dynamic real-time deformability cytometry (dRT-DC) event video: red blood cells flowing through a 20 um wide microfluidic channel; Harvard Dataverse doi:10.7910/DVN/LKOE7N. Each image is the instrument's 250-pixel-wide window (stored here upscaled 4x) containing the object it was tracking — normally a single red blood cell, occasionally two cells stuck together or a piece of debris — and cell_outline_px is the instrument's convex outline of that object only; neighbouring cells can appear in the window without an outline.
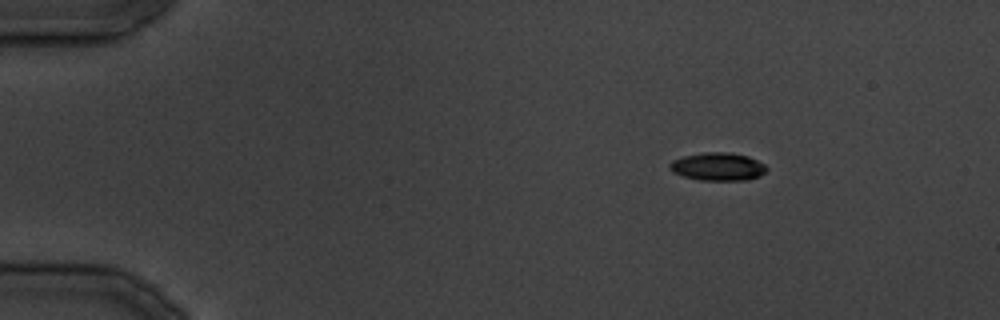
{"species": "common noctule bat (a hibernating species)", "species_latin": "Nyctalus noctula", "temperature_condition": "cold", "stored_images_in_passage": 10, "camera_frame_rate_fps": 3000, "um_per_image_px": 0.085, "animal": {"sex": "male", "body_mass_g": 19.5, "forearm_length_mm": 54.6}, "frame": {"image": 1, "passage_image": 1, "time_ms": 0.0, "image_size_px": [1000, 320], "cell_outline_px": [[768, 168], [760, 176], [748, 180], [700, 180], [684, 176], [672, 172], [668, 168], [668, 164], [672, 160], [684, 156], [704, 152], [728, 152], [748, 156], [764, 164]], "centroid_in_image_um": [61.0, 14.16], "position_along_channel_um": 24.0, "area_um2": 15.84}}
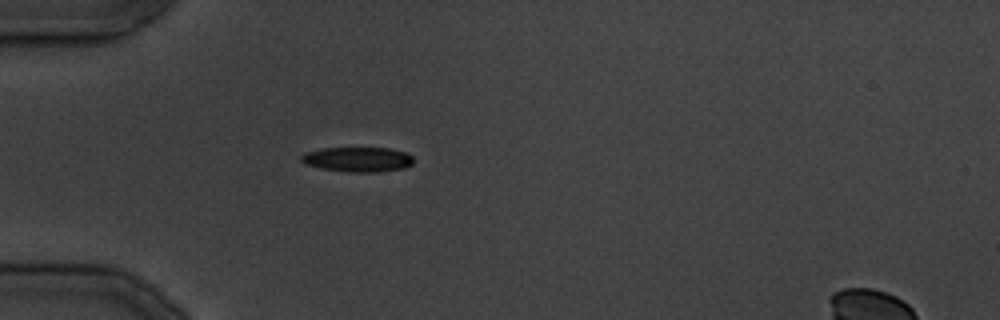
{"frame": {"image": 2, "passage_image": 7, "time_ms": 6.667, "image_size_px": [1000, 320], "cell_outline_px": [[412, 164], [404, 168], [380, 172], [348, 172], [320, 168], [304, 164], [300, 160], [300, 156], [304, 152], [324, 148], [388, 148], [404, 152], [412, 156]], "centroid_in_image_um": [30.36, 13.55], "position_along_channel_um": 54.6, "area_um2": 16.3}}